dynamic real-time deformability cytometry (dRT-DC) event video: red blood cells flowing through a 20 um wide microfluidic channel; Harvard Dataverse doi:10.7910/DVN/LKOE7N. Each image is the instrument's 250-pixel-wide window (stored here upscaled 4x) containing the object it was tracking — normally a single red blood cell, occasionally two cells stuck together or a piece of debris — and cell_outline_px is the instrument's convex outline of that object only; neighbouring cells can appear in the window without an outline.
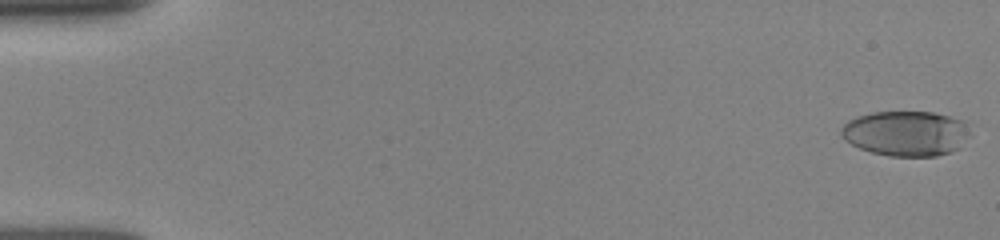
{"species": "human", "species_latin": "Homo sapiens", "temperature_condition": "room temperature", "stored_images_in_passage": 52, "camera_frame_rate_fps": 3000, "um_per_image_px": 0.085, "donor": {"sex": "female"}, "frame": {"image": 1, "passage_image": 1, "time_ms": 0.0, "image_size_px": [1000, 240], "cell_outline_px": [[964, 124], [960, 148], [952, 152], [936, 156], [888, 156], [872, 152], [860, 148], [844, 140], [840, 136], [840, 128], [848, 120], [856, 116], [872, 112], [932, 112], [964, 120]], "centroid_in_image_um": [76.88, 11.34], "position_along_channel_um": 8.1, "area_um2": 33.41}}
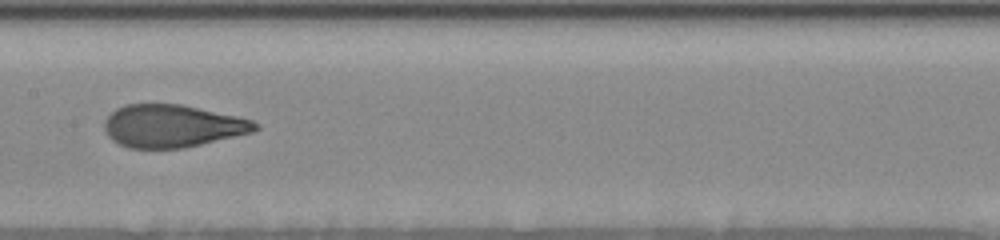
{"frame": {"image": 2, "passage_image": 27, "time_ms": 8.667, "image_size_px": [1000, 240], "cell_outline_px": [[260, 128], [252, 132], [184, 148], [128, 148], [112, 140], [108, 136], [104, 128], [104, 120], [116, 108], [124, 104], [180, 104], [236, 116], [252, 120], [260, 124]], "centroid_in_image_um": [14.63, 10.71], "position_along_channel_um": 192.8, "area_um2": 37.34}}
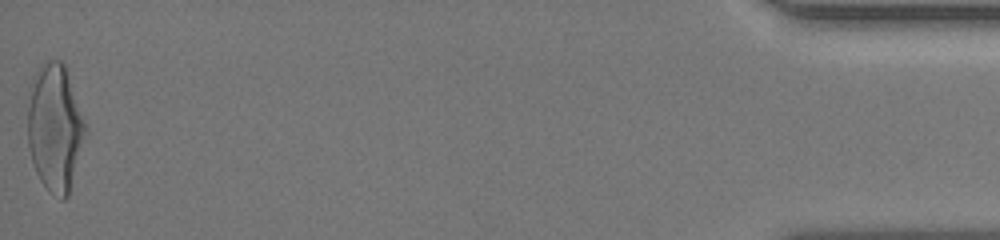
{"frame": {"image": 3, "passage_image": 52, "time_ms": 17.0, "image_size_px": [1000, 240], "cell_outline_px": [[88, 132], [68, 196], [64, 200], [60, 200], [48, 192], [40, 180], [36, 172], [28, 148], [28, 108], [32, 76], [40, 64], [48, 60], [60, 60], [64, 64]], "centroid_in_image_um": [4.67, 10.9], "position_along_channel_um": 430.5, "area_um2": 43.0}, "authors_computed_cell_mechanics": {"area_um2": 37.9168, "velocity_mm_per_s": 3.9135, "shape_relaxation_time_tau1_ms": 4.7924, "shape_relaxation_time_tau2_ms": 0.8425, "deformation_change_tau1": 0.196, "deformation_change_tau2": 0.0827}}